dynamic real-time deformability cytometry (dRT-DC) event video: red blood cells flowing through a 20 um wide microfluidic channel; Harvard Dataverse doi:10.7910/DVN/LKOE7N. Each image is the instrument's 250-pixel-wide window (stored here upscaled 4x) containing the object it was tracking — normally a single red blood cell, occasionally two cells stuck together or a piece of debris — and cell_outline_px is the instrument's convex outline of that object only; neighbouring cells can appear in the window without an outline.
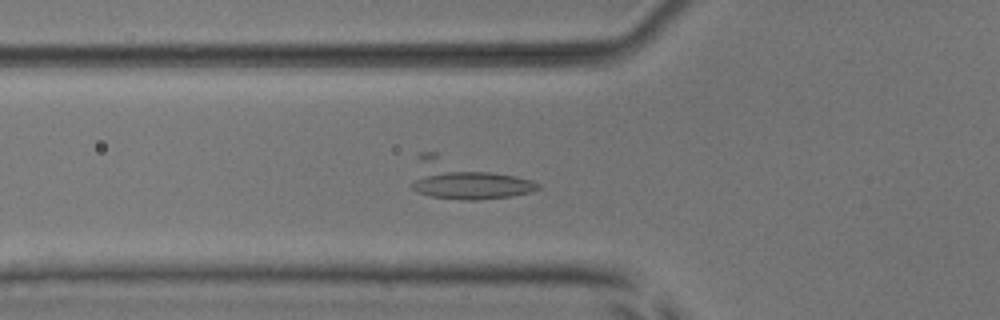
{"species": "common noctule bat (a hibernating species)", "species_latin": "Nyctalus noctula", "temperature_condition": "room temperature", "stored_images_in_passage": 31, "camera_frame_rate_fps": 3000, "um_per_image_px": 0.085, "animal": {"sex": "male", "body_mass_g": 17.9, "forearm_length_mm": 54.2}, "frame": {"image": 1, "passage_image": 5, "time_ms": 1.333, "image_size_px": [1000, 320], "cell_outline_px": [[540, 188], [532, 192], [512, 196], [476, 200], [460, 200], [428, 196], [416, 192], [412, 188], [412, 184], [416, 180], [432, 172], [492, 172], [516, 176], [532, 180], [540, 184]], "centroid_in_image_um": [40.2, 15.77], "position_along_channel_um": 85.6, "area_um2": 20.29}}
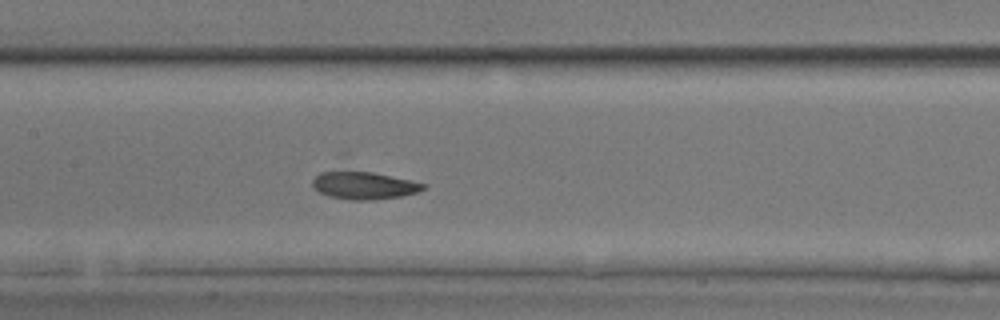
{"frame": {"image": 2, "passage_image": 12, "time_ms": 3.667, "image_size_px": [1000, 320], "cell_outline_px": [[424, 188], [416, 192], [400, 196], [364, 200], [348, 200], [328, 196], [320, 192], [312, 184], [312, 180], [320, 172], [344, 168], [348, 168], [372, 172], [408, 180], [424, 184]], "centroid_in_image_um": [30.81, 15.72], "position_along_channel_um": 176.6, "area_um2": 17.92}}
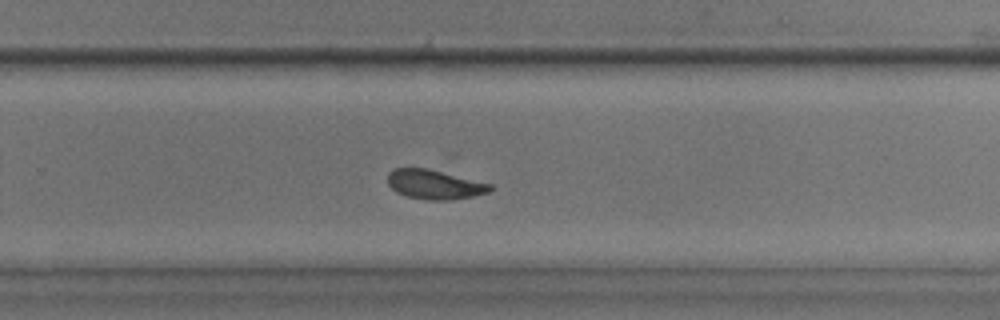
{"frame": {"image": 3, "passage_image": 21, "time_ms": 6.667, "image_size_px": [1000, 320], "cell_outline_px": [[492, 188], [488, 192], [472, 196], [452, 200], [424, 200], [408, 196], [396, 192], [388, 184], [388, 172], [392, 168], [428, 168], [492, 184]], "centroid_in_image_um": [36.91, 15.67], "position_along_channel_um": 292.9, "area_um2": 17.57}}